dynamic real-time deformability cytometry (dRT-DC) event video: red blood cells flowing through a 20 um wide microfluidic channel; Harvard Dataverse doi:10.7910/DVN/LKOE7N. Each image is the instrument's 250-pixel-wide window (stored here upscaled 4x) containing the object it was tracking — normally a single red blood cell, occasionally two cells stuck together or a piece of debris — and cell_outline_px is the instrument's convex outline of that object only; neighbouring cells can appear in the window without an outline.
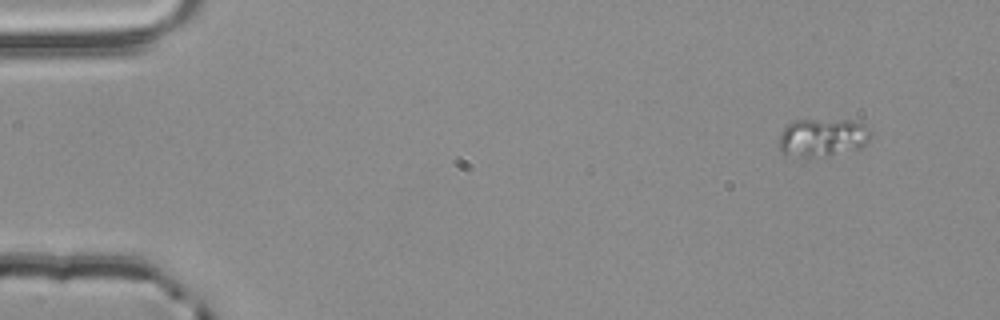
{"species": "common noctule bat (a hibernating species)", "species_latin": "Nyctalus noctula", "temperature_condition": "room temperature", "stored_images_in_passage": 4, "camera_frame_rate_fps": 3000, "um_per_image_px": 0.085, "animal": {"sex": "male", "body_mass_g": 20.4}, "frame": {"image": 1, "passage_image": 1, "time_ms": 0.0, "image_size_px": [1000, 320], "cell_outline_px": [[872, 132], [868, 140], [860, 148], [828, 156], [784, 156], [780, 152], [780, 132], [788, 124], [796, 120], [848, 120], [860, 124]], "centroid_in_image_um": [69.87, 11.7], "position_along_channel_um": 15.1, "area_um2": 20.23}}